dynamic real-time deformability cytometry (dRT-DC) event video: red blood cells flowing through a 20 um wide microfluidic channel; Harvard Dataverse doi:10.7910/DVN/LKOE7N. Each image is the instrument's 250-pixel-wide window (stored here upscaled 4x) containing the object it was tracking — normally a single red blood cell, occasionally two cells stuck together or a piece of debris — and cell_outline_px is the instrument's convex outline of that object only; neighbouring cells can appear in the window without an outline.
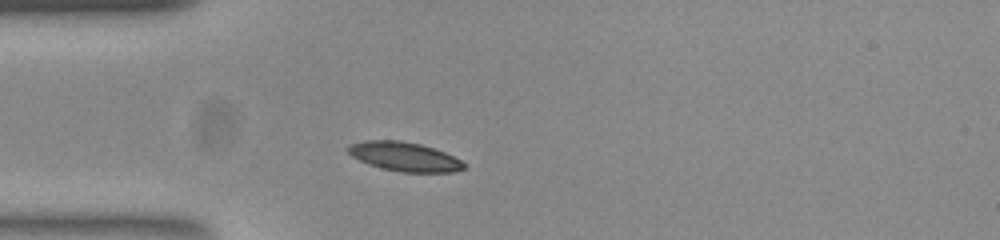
{"species": "common noctule bat (a hibernating species)", "species_latin": "Nyctalus noctula", "temperature_condition": "room temperature", "stored_images_in_passage": 39, "camera_frame_rate_fps": 3000, "um_per_image_px": 0.085, "animal": {"sex": "female", "body_mass_g": 23.0, "forearm_length_mm": 53.4}, "frame": {"image": 1, "passage_image": 1, "time_ms": 0.0, "image_size_px": [1000, 240], "cell_outline_px": [[464, 168], [452, 172], [400, 172], [380, 168], [368, 164], [352, 156], [348, 152], [348, 148], [352, 144], [364, 140], [396, 140], [420, 144], [444, 152], [460, 160], [464, 164]], "centroid_in_image_um": [34.35, 13.32], "position_along_channel_um": 50.7, "area_um2": 19.36}}
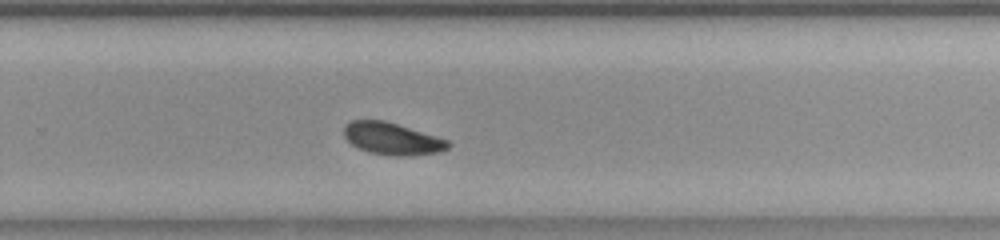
{"frame": {"image": 2, "passage_image": 21, "time_ms": 6.667, "image_size_px": [1000, 240], "cell_outline_px": [[452, 144], [448, 148], [440, 152], [412, 156], [396, 156], [368, 152], [352, 144], [344, 136], [344, 128], [352, 120], [384, 120], [448, 140]], "centroid_in_image_um": [33.36, 11.8], "position_along_channel_um": 296.4, "area_um2": 19.31}}
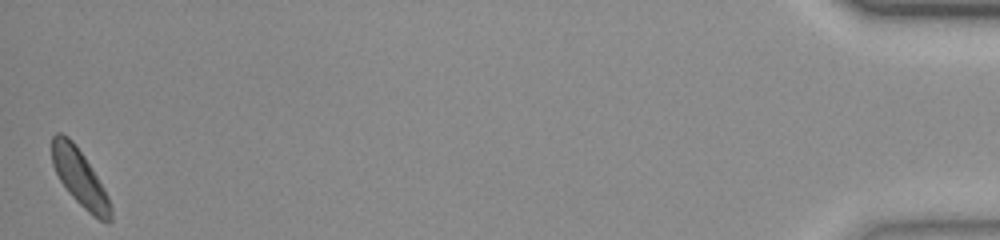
{"frame": {"image": 3, "passage_image": 39, "time_ms": 12.667, "image_size_px": [1000, 240], "cell_outline_px": [[112, 220], [108, 224], [92, 216], [68, 192], [60, 180], [52, 164], [52, 136], [56, 132], [60, 132], [68, 136], [76, 144], [84, 156], [104, 188], [108, 196], [112, 208]], "centroid_in_image_um": [6.79, 15.12], "position_along_channel_um": 428.4, "area_um2": 19.48}, "authors_computed_cell_mechanics": {"area_um2": 19.363, "velocity_mm_per_s": 3.8309, "shape_relaxation_time_tau1_ms": 1.3428, "shape_relaxation_time_tau2_ms": 4.4434, "deformation_change_tau1": 0.0951, "deformation_change_tau2": 0.0895}}